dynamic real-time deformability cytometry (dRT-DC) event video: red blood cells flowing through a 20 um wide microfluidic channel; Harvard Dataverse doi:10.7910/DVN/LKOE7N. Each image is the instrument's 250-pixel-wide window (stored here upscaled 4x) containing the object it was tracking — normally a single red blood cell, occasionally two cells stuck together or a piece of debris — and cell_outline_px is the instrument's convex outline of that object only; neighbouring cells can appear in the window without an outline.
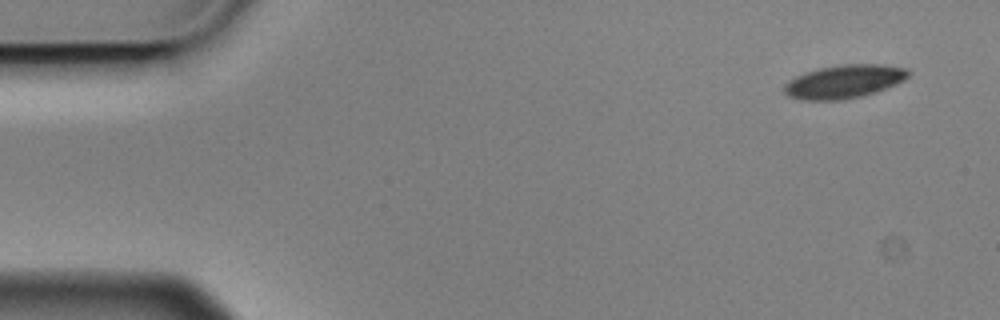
{"species": "Egyptian fruit bat (a non-hibernating species)", "species_latin": "Rousettus aegyptiacus", "temperature_condition": "cold", "stored_images_in_passage": 8, "camera_frame_rate_fps": 3000, "um_per_image_px": 0.085, "animal": {"sex": "male"}, "frame": {"image": 1, "passage_image": 1, "time_ms": 0.0, "image_size_px": [1000, 320], "cell_outline_px": [[912, 72], [904, 80], [896, 84], [876, 92], [860, 96], [840, 100], [800, 100], [788, 96], [784, 92], [784, 84], [788, 80], [796, 76], [820, 68], [840, 64], [880, 64], [908, 68]], "centroid_in_image_um": [71.76, 6.93], "position_along_channel_um": 13.2, "area_um2": 24.22}}
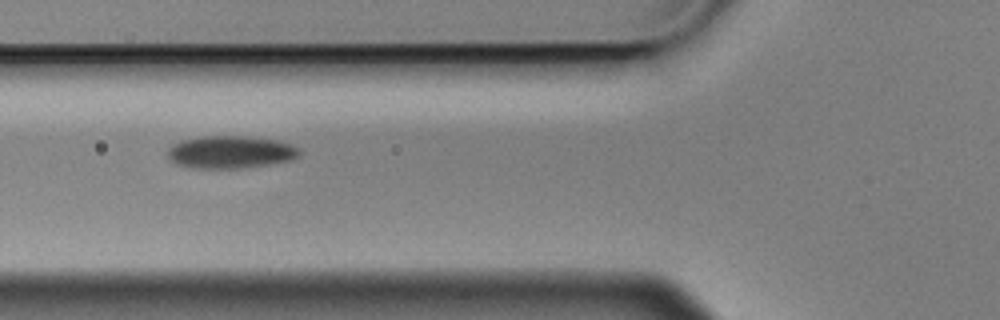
{"frame": {"image": 2, "passage_image": 6, "time_ms": 1.667, "image_size_px": [1000, 320], "cell_outline_px": [[300, 156], [292, 160], [268, 164], [236, 168], [196, 168], [176, 164], [168, 156], [168, 148], [172, 144], [180, 140], [204, 136], [244, 136], [276, 140], [292, 144], [300, 148]], "centroid_in_image_um": [19.61, 12.92], "position_along_channel_um": 106.2, "area_um2": 24.97}}
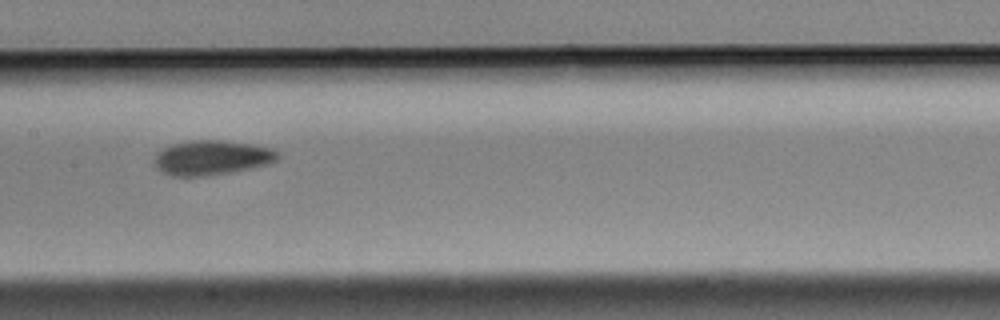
{"frame": {"image": 3, "passage_image": 8, "time_ms": 2.333, "image_size_px": [1000, 320], "cell_outline_px": [[280, 156], [276, 160], [268, 164], [252, 168], [232, 172], [208, 176], [172, 176], [160, 172], [152, 164], [152, 160], [156, 152], [168, 144], [188, 140], [220, 140], [252, 144], [272, 148]], "centroid_in_image_um": [17.91, 13.4], "position_along_channel_um": 189.5, "area_um2": 25.49}}